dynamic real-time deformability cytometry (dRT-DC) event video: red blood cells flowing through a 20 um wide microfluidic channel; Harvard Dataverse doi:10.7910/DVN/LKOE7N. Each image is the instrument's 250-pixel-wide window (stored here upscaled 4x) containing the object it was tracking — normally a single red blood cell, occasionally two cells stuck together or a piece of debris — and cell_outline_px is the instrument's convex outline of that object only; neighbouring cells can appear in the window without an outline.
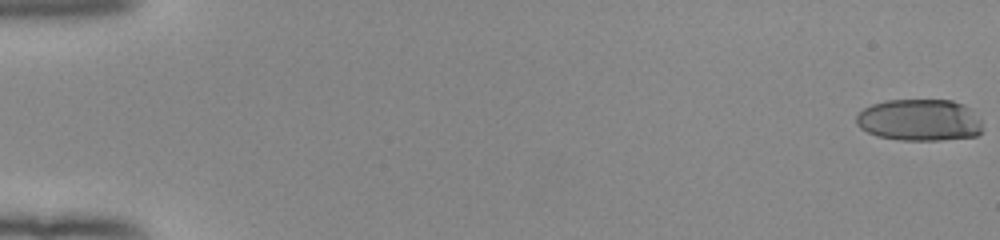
{"species": "human", "species_latin": "Homo sapiens", "temperature_condition": "room temperature", "stored_images_in_passage": 54, "camera_frame_rate_fps": 3000, "um_per_image_px": 0.085, "donor": {"sex": "female"}, "frame": {"image": 1, "passage_image": 1, "time_ms": 0.0, "image_size_px": [1000, 240], "cell_outline_px": [[980, 132], [976, 136], [940, 140], [900, 140], [876, 136], [860, 128], [856, 124], [856, 116], [864, 108], [872, 104], [884, 100], [952, 100], [964, 104], [980, 120]], "centroid_in_image_um": [78.11, 10.2], "position_along_channel_um": 6.9, "area_um2": 30.69}}
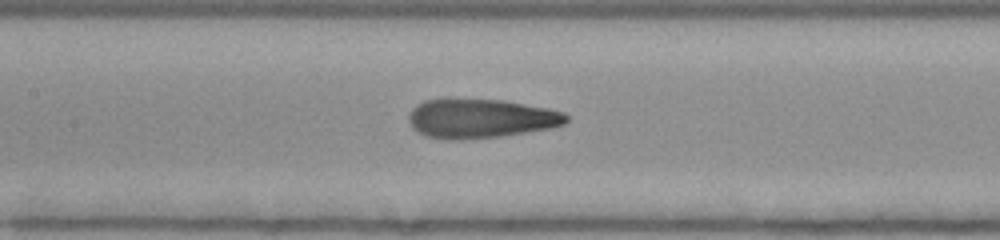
{"frame": {"image": 2, "passage_image": 27, "time_ms": 8.667, "image_size_px": [1000, 240], "cell_outline_px": [[568, 120], [564, 124], [552, 128], [500, 136], [456, 140], [448, 140], [424, 136], [412, 128], [408, 120], [408, 116], [412, 108], [416, 104], [424, 100], [504, 100], [548, 108], [564, 112], [568, 116]], "centroid_in_image_um": [40.85, 10.08], "position_along_channel_um": 166.6, "area_um2": 35.89}}
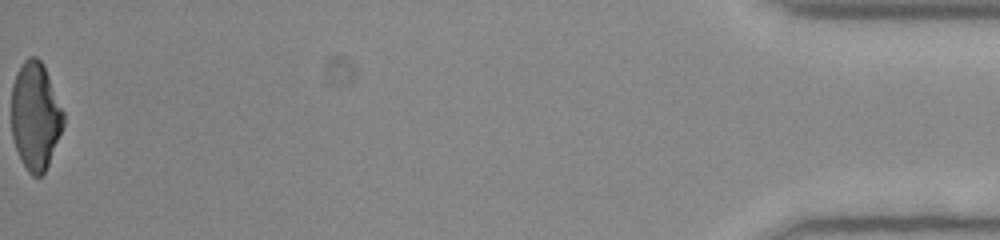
{"frame": {"image": 3, "passage_image": 54, "time_ms": 17.667, "image_size_px": [1000, 240], "cell_outline_px": [[64, 124], [48, 164], [44, 172], [40, 176], [32, 176], [28, 172], [20, 160], [12, 136], [12, 84], [16, 72], [20, 64], [28, 56], [36, 56], [44, 64], [64, 112]], "centroid_in_image_um": [3.0, 9.83], "position_along_channel_um": 432.2, "area_um2": 32.77}, "authors_computed_cell_mechanics": {"area_um2": 34.7956, "velocity_mm_per_s": 3.9894, "shape_relaxation_time_tau1_ms": 8.3653, "shape_relaxation_time_tau2_ms": 1.1288, "deformation_change_tau1": 0.2722, "deformation_change_tau2": 0.0981}}